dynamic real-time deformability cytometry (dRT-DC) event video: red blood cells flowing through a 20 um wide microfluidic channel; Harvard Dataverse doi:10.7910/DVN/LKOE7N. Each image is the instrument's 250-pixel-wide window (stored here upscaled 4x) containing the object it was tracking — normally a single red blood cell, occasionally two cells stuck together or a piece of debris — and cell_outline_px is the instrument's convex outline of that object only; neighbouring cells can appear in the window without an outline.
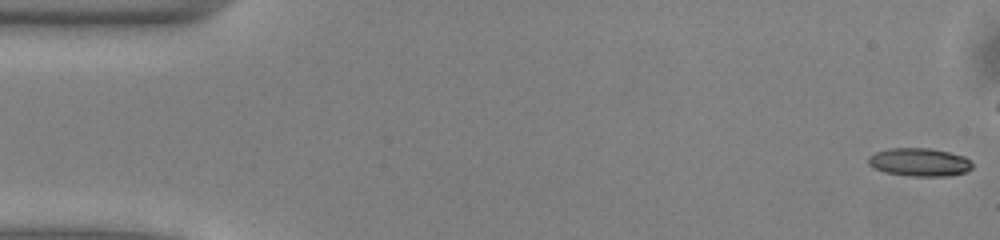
{"species": "common noctule bat (a hibernating species)", "species_latin": "Nyctalus noctula", "temperature_condition": "warm", "stored_images_in_passage": 43, "camera_frame_rate_fps": 3000, "um_per_image_px": 0.085, "animal": {"sex": "male", "body_mass_g": 13.0, "forearm_length_mm": 53.1}, "frame": {"image": 1, "passage_image": 1, "time_ms": 0.0, "image_size_px": [1000, 240], "cell_outline_px": [[972, 168], [968, 172], [948, 176], [912, 176], [884, 172], [868, 164], [868, 156], [876, 152], [888, 148], [928, 148], [948, 152], [964, 156], [972, 164]], "centroid_in_image_um": [78.15, 13.78], "position_along_channel_um": 6.8, "area_um2": 17.05}}
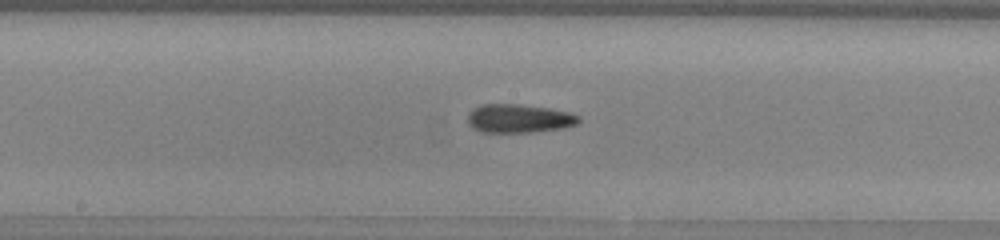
{"frame": {"image": 2, "passage_image": 26, "time_ms": 8.333, "image_size_px": [1000, 240], "cell_outline_px": [[580, 120], [576, 124], [564, 128], [532, 132], [480, 132], [472, 128], [468, 124], [468, 112], [472, 108], [480, 104], [516, 104], [548, 108], [572, 112], [580, 116]], "centroid_in_image_um": [44.09, 10.07], "position_along_channel_um": 204.1, "area_um2": 18.73}}
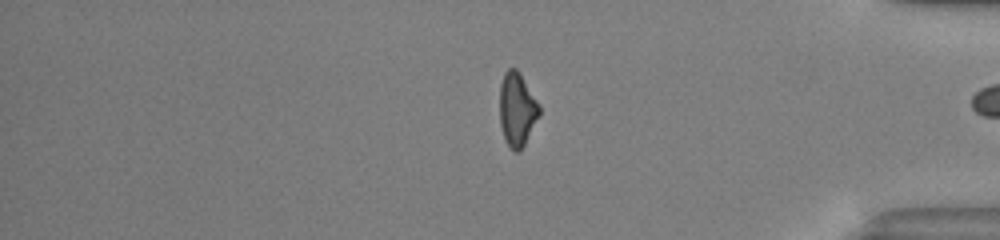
{"frame": {"image": 3, "passage_image": 42, "time_ms": 13.667, "image_size_px": [1000, 240], "cell_outline_px": [[540, 116], [520, 152], [512, 152], [504, 140], [500, 124], [500, 84], [504, 72], [508, 68], [516, 68], [520, 72], [540, 104]], "centroid_in_image_um": [43.96, 9.31], "position_along_channel_um": 391.2, "area_um2": 17.46}, "authors_computed_cell_mechanics": {"area_um2": 17.5712, "velocity_mm_per_s": 4.0537, "shape_relaxation_time_tau1_ms": 6.0678, "shape_relaxation_time_tau2_ms": 9.6, "deformation_change_tau1": 0.1664, "deformation_change_tau2": 0.2048}}